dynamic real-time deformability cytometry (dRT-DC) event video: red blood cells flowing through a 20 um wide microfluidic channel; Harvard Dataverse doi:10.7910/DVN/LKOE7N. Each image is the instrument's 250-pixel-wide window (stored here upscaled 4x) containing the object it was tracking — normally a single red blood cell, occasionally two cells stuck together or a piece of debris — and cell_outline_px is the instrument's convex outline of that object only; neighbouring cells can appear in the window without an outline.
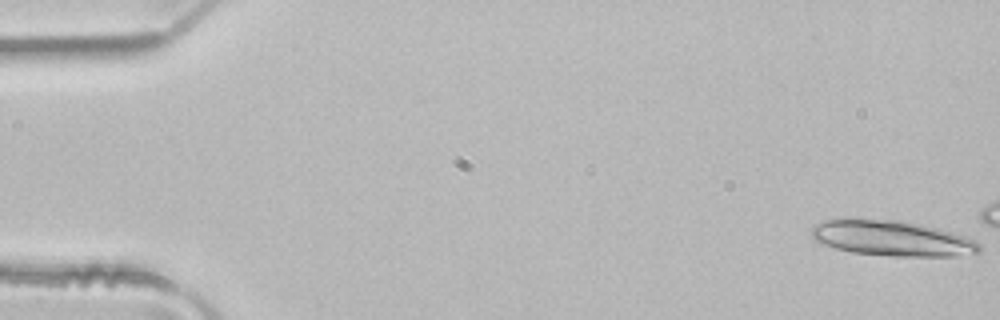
{"species": "common noctule bat (a hibernating species)", "species_latin": "Nyctalus noctula", "temperature_condition": "room temperature", "stored_images_in_passage": 3, "camera_frame_rate_fps": 3000, "um_per_image_px": 0.085, "animal": {"sex": "male", "body_mass_g": 21.5, "forearm_length_mm": 52.0}, "frame": {"image": 1, "passage_image": 1, "time_ms": 0.0, "image_size_px": [1000, 320], "cell_outline_px": [[980, 252], [956, 256], [892, 256], [852, 252], [820, 244], [812, 240], [812, 228], [816, 224], [824, 220], [896, 220], [920, 224], [936, 228], [964, 236], [976, 240], [980, 244]], "centroid_in_image_um": [75.82, 20.27], "position_along_channel_um": 9.2, "area_um2": 34.16}}